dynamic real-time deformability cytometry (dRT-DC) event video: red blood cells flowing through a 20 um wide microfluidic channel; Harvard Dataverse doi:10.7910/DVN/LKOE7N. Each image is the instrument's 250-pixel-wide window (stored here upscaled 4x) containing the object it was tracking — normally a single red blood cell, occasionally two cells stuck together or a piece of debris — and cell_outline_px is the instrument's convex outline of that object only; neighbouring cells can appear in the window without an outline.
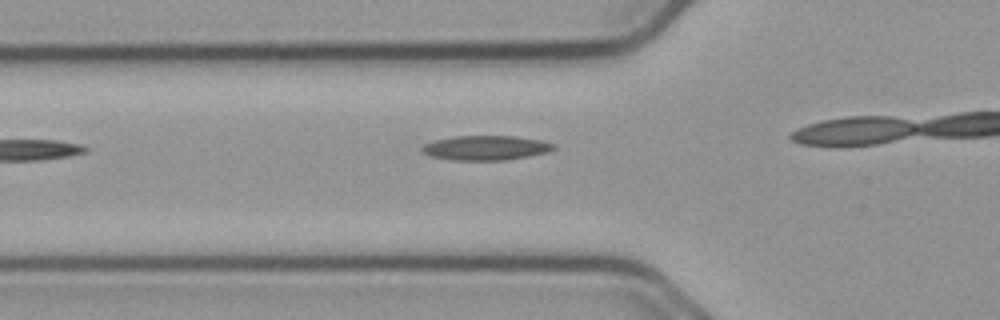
{"species": "common noctule bat (a hibernating species)", "species_latin": "Nyctalus noctula", "temperature_condition": "cold", "stored_images_in_passage": 6, "camera_frame_rate_fps": 3000, "um_per_image_px": 0.085, "animal": {"sex": "male", "body_mass_g": 23.1, "forearm_length_mm": 52.7}, "frame": {"image": 1, "passage_image": 2, "time_ms": 0.333, "image_size_px": [1000, 320], "cell_outline_px": [[556, 148], [548, 152], [508, 160], [452, 160], [428, 156], [420, 148], [424, 144], [436, 140], [452, 136], [516, 136], [540, 140], [556, 144]], "centroid_in_image_um": [41.3, 12.57], "position_along_channel_um": 84.5, "area_um2": 18.96}}